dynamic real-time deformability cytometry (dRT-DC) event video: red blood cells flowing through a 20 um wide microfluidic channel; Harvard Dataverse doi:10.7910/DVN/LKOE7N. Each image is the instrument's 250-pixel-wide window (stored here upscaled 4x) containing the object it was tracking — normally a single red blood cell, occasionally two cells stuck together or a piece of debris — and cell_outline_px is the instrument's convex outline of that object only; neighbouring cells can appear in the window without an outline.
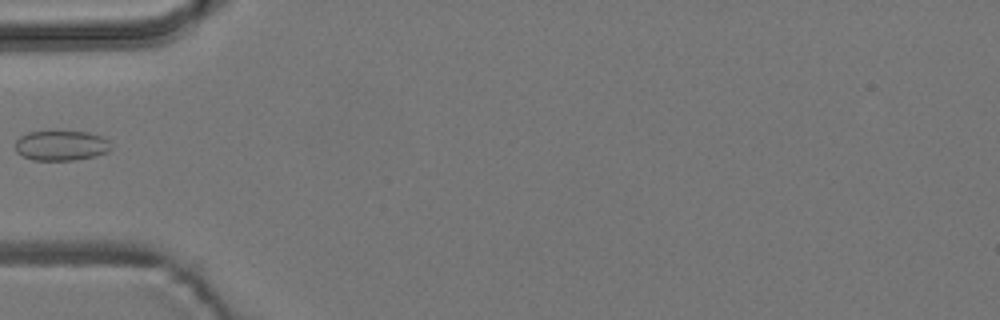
{"species": "common noctule bat (a hibernating species)", "species_latin": "Nyctalus noctula", "temperature_condition": "room temperature", "stored_images_in_passage": 2, "camera_frame_rate_fps": 3000, "um_per_image_px": 0.085, "animal": {"sex": "male", "body_mass_g": 19.2, "forearm_length_mm": 51.8}, "frame": {"image": 1, "passage_image": 1, "time_ms": 0.0, "image_size_px": [1000, 320], "cell_outline_px": [[108, 152], [96, 156], [72, 160], [32, 160], [16, 152], [16, 140], [20, 136], [28, 132], [48, 128], [88, 132], [100, 136], [108, 140]], "centroid_in_image_um": [5.14, 12.32], "position_along_channel_um": 79.9, "area_um2": 17.34}}
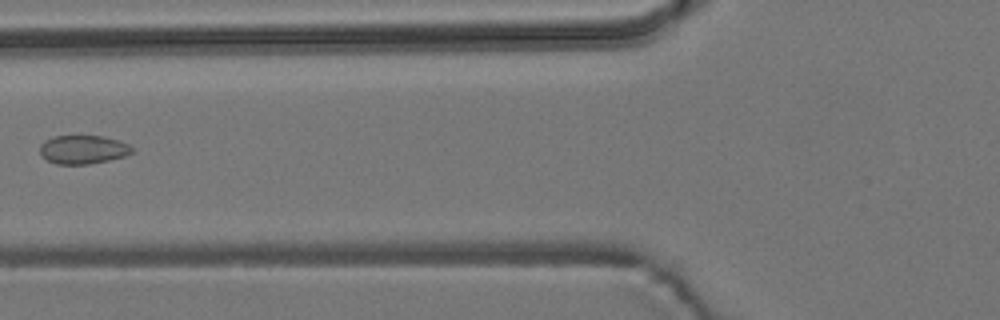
{"frame": {"image": 2, "passage_image": 2, "time_ms": 1.0, "image_size_px": [1000, 320], "cell_outline_px": [[132, 152], [124, 156], [108, 160], [88, 164], [56, 164], [40, 156], [40, 144], [44, 140], [56, 136], [104, 136], [128, 144], [132, 148]], "centroid_in_image_um": [7.01, 12.71], "position_along_channel_um": 118.8, "area_um2": 15.26}}